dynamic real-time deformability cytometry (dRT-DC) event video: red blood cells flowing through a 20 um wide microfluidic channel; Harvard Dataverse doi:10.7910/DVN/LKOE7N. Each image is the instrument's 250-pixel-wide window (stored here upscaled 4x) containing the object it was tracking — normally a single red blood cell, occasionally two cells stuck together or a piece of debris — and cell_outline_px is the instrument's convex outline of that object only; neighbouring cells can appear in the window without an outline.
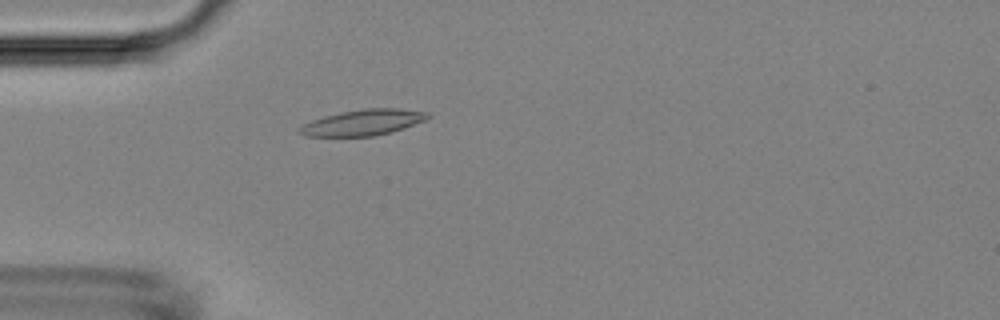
{"species": "Egyptian fruit bat (a non-hibernating species)", "species_latin": "Rousettus aegyptiacus", "temperature_condition": "room temperature", "stored_images_in_passage": 54, "camera_frame_rate_fps": 3000, "um_per_image_px": 0.085, "animal": {"sex": "female"}, "frame": {"image": 1, "passage_image": 16, "time_ms": 5.0, "image_size_px": [1000, 320], "cell_outline_px": [[432, 116], [424, 120], [404, 128], [392, 132], [372, 136], [304, 136], [296, 132], [296, 128], [312, 120], [324, 116], [340, 112], [364, 108], [400, 108], [428, 112]], "centroid_in_image_um": [30.83, 10.41], "position_along_channel_um": 54.2, "area_um2": 19.48}}
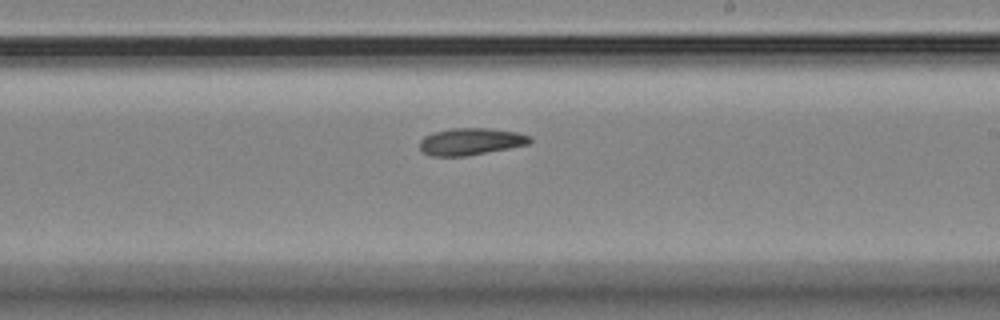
{"frame": {"image": 2, "passage_image": 32, "time_ms": 10.333, "image_size_px": [1000, 320], "cell_outline_px": [[532, 140], [528, 144], [468, 156], [432, 156], [424, 152], [420, 148], [420, 140], [424, 136], [432, 132], [452, 128], [488, 128], [516, 132], [532, 136]], "centroid_in_image_um": [40.0, 12.02], "position_along_channel_um": 249.0, "area_um2": 17.34}}
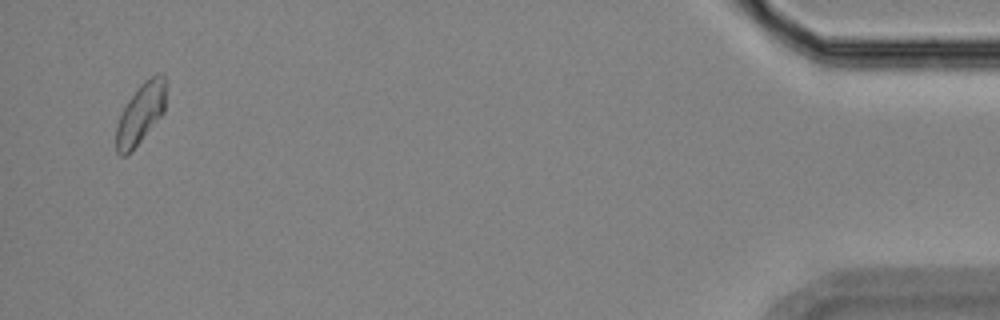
{"frame": {"image": 3, "passage_image": 52, "time_ms": 17.0, "image_size_px": [1000, 320], "cell_outline_px": [[164, 112], [132, 152], [124, 156], [120, 156], [116, 152], [116, 128], [120, 116], [128, 100], [140, 84], [144, 80], [156, 72], [164, 72]], "centroid_in_image_um": [11.94, 9.66], "position_along_channel_um": 423.3, "area_um2": 17.51}}